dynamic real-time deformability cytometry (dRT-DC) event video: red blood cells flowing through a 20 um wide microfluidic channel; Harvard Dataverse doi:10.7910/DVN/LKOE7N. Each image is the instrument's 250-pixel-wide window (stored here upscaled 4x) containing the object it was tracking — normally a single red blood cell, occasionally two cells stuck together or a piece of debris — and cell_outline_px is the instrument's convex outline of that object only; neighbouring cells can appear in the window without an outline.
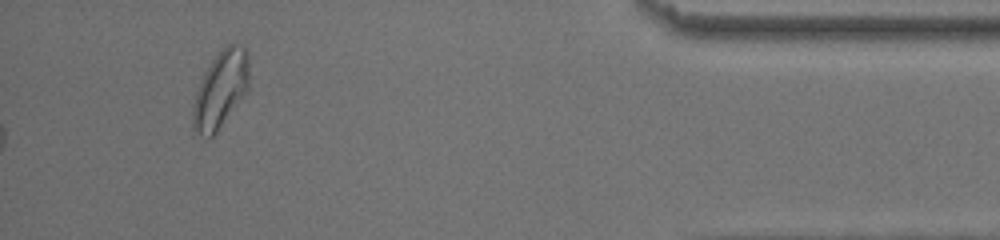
{"species": "common noctule bat (a hibernating species)", "species_latin": "Nyctalus noctula", "temperature_condition": "room temperature", "stored_images_in_passage": 32, "segment_of_instrument_passage": [2, 2], "camera_frame_rate_fps": 3000, "um_per_image_px": 0.085, "animal": {"sex": "male", "body_mass_g": 13.0, "forearm_length_mm": 53.1}, "frame": {"image": 1, "passage_image": 32, "time_ms": 10.333, "image_size_px": [1000, 240], "cell_outline_px": [[248, 88], [216, 132], [208, 140], [200, 136], [192, 128], [192, 104], [196, 92], [204, 72], [212, 60], [228, 44], [232, 44], [248, 48]], "centroid_in_image_um": [18.71, 7.64], "position_along_channel_um": 416.5, "area_um2": 24.91}}